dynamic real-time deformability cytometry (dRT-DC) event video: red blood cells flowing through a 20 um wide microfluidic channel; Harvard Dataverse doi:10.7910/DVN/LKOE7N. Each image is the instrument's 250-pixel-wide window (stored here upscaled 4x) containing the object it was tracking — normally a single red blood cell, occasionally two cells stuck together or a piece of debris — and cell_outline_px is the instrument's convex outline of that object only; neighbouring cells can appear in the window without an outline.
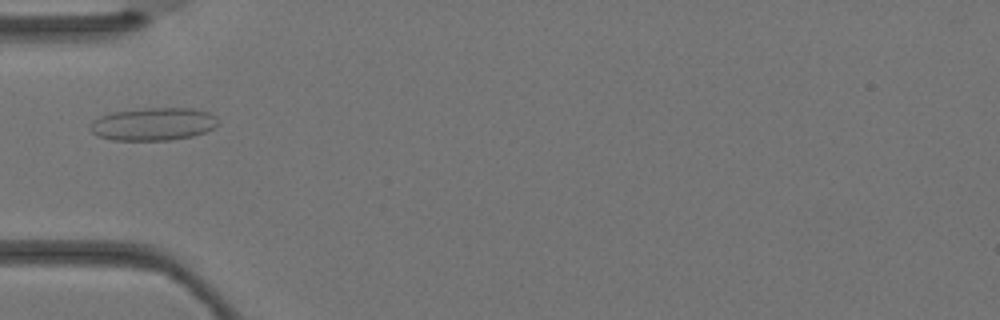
{"species": "Egyptian fruit bat (a non-hibernating species)", "species_latin": "Rousettus aegyptiacus", "temperature_condition": "warm", "stored_images_in_passage": 4, "camera_frame_rate_fps": 3000, "um_per_image_px": 0.085, "animal": {"sex": "female"}, "frame": {"image": 1, "passage_image": 4, "time_ms": 1.0, "image_size_px": [1000, 320], "cell_outline_px": [[220, 124], [204, 132], [192, 136], [168, 140], [112, 140], [96, 136], [88, 128], [92, 120], [100, 116], [112, 112], [144, 108], [192, 108], [208, 112], [216, 116]], "centroid_in_image_um": [13.0, 10.54], "position_along_channel_um": 72.0, "area_um2": 24.62}}